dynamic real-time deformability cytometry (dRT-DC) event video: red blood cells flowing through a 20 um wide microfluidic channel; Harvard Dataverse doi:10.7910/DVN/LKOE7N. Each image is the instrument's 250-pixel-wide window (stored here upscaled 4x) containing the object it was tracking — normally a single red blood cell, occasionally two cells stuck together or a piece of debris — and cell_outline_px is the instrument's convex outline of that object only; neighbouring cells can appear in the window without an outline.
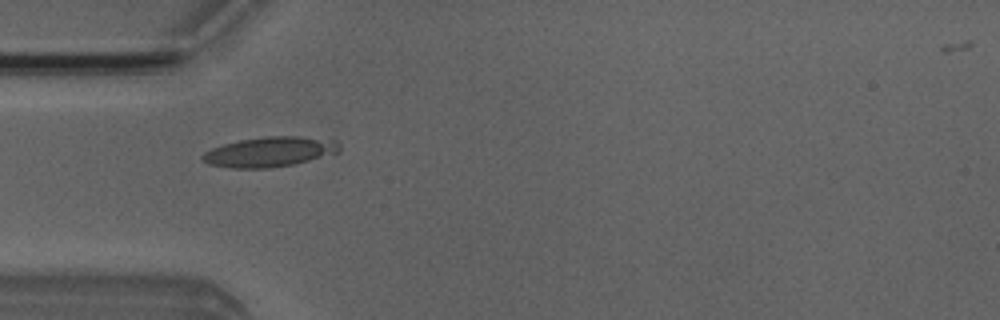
{"species": "Egyptian fruit bat (a non-hibernating species)", "species_latin": "Rousettus aegyptiacus", "temperature_condition": "room temperature", "stored_images_in_passage": 5, "camera_frame_rate_fps": 3000, "um_per_image_px": 0.085, "animal": {"sex": "male"}, "frame": {"image": 1, "passage_image": 4, "time_ms": 3.667, "image_size_px": [1000, 320], "cell_outline_px": [[340, 152], [292, 164], [268, 168], [232, 168], [208, 164], [200, 156], [204, 152], [212, 148], [224, 144], [240, 140], [264, 136], [296, 136], [340, 144]], "centroid_in_image_um": [22.82, 12.92], "position_along_channel_um": 62.2, "area_um2": 23.24}}